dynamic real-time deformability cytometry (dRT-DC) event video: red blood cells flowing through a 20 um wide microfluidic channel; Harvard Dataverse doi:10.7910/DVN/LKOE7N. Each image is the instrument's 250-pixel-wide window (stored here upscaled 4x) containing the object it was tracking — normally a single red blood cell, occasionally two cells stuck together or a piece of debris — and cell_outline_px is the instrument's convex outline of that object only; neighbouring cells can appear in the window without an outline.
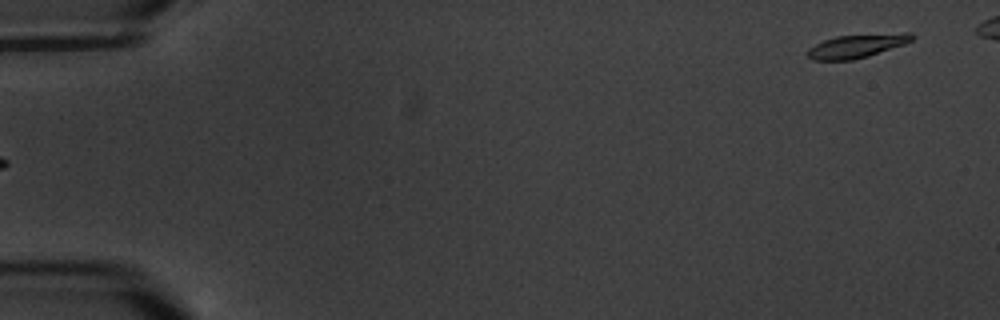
{"species": "common noctule bat (a hibernating species)", "species_latin": "Nyctalus noctula", "temperature_condition": "warm", "stored_images_in_passage": 4, "segment_of_instrument_passage": [2, 2], "camera_frame_rate_fps": 3000, "um_per_image_px": 0.085, "animal": {"sex": "male", "body_mass_g": 20.1, "forearm_length_mm": 53.5}, "frame": {"image": 1, "passage_image": 4, "time_ms": 4.333, "image_size_px": [1000, 320], "cell_outline_px": [[916, 36], [912, 40], [904, 44], [868, 56], [852, 60], [812, 60], [808, 56], [808, 48], [824, 40], [836, 36], [904, 32], [912, 32]], "centroid_in_image_um": [72.87, 3.89], "position_along_channel_um": 12.1, "area_um2": 14.33}}